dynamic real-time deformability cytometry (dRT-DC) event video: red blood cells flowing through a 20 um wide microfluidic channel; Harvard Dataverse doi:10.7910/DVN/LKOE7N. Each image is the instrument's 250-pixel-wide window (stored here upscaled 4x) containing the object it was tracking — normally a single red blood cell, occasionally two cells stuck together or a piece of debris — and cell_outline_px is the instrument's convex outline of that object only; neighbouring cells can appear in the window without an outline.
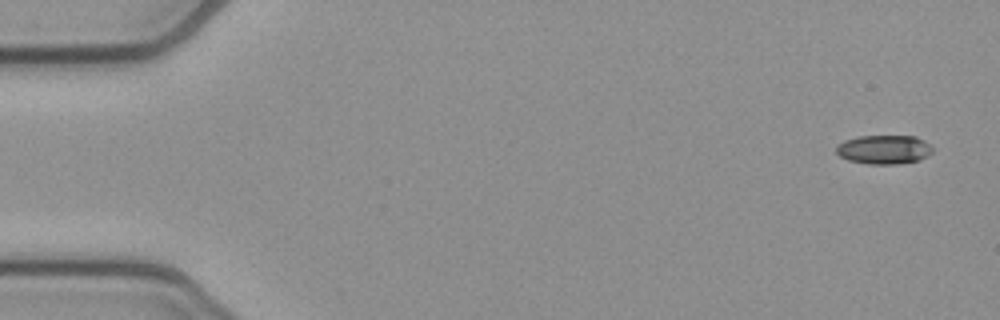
{"species": "common noctule bat (a hibernating species)", "species_latin": "Nyctalus noctula", "temperature_condition": "cold", "stored_images_in_passage": 52, "camera_frame_rate_fps": 3000, "um_per_image_px": 0.085, "animal": {"sex": "female", "body_mass_g": 21.9}, "frame": {"image": 1, "passage_image": 1, "time_ms": 0.0, "image_size_px": [1000, 320], "cell_outline_px": [[932, 152], [928, 156], [920, 160], [896, 164], [868, 164], [848, 160], [840, 156], [836, 152], [836, 148], [844, 140], [860, 136], [916, 136], [924, 140], [932, 148]], "centroid_in_image_um": [75.15, 12.71], "position_along_channel_um": 9.8, "area_um2": 16.24}}
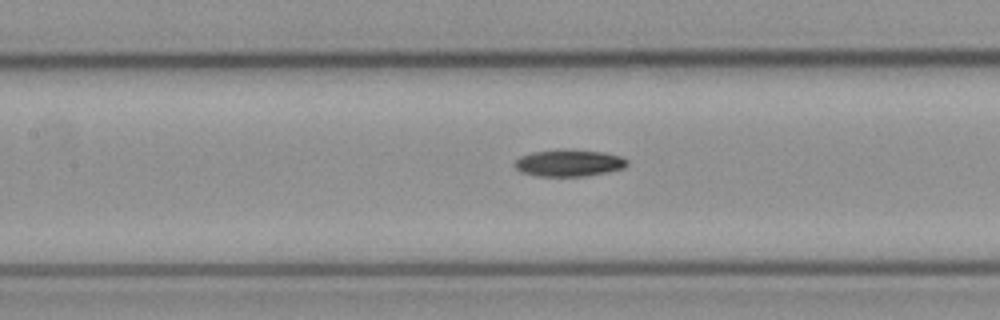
{"frame": {"image": 2, "passage_image": 23, "time_ms": 7.333, "image_size_px": [1000, 320], "cell_outline_px": [[628, 164], [624, 168], [608, 172], [584, 176], [536, 176], [520, 172], [512, 164], [520, 156], [532, 152], [564, 148], [568, 148], [604, 152], [620, 156], [628, 160]], "centroid_in_image_um": [48.34, 13.84], "position_along_channel_um": 159.1, "area_um2": 17.98}}
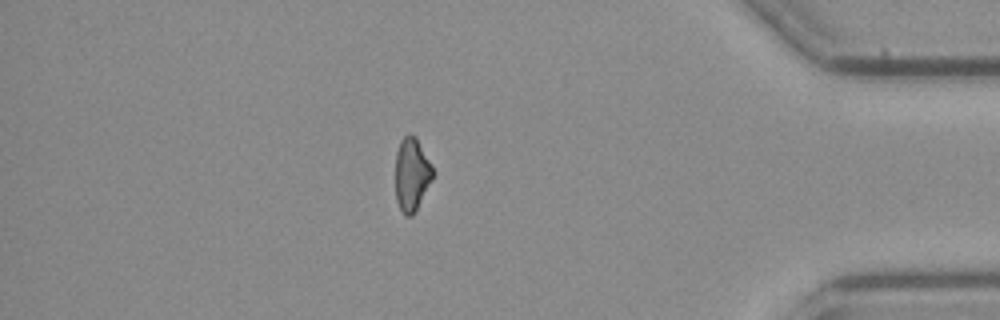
{"frame": {"image": 3, "passage_image": 45, "time_ms": 14.667, "image_size_px": [1000, 320], "cell_outline_px": [[432, 180], [416, 212], [412, 216], [404, 216], [396, 200], [396, 152], [400, 140], [408, 132], [416, 136], [432, 168]], "centroid_in_image_um": [34.98, 14.84], "position_along_channel_um": 400.2, "area_um2": 15.95}}